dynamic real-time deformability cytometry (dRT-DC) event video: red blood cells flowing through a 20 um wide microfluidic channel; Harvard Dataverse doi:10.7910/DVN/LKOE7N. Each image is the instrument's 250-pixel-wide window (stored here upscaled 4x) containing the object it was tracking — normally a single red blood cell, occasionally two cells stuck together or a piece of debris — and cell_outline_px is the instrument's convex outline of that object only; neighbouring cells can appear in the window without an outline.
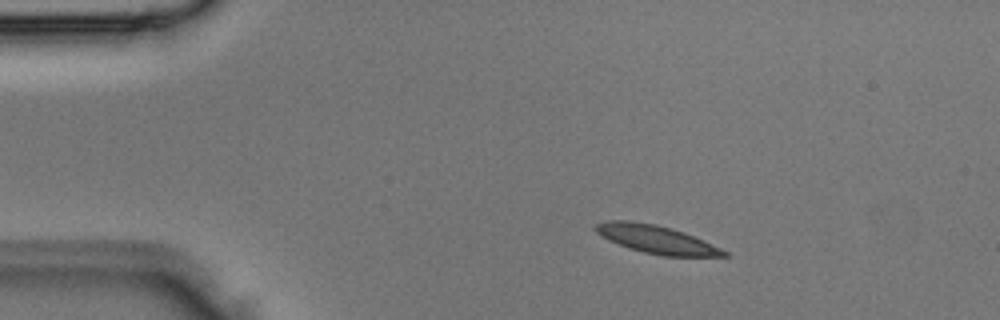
{"species": "Egyptian fruit bat (a non-hibernating species)", "species_latin": "Rousettus aegyptiacus", "temperature_condition": "room temperature", "stored_images_in_passage": 2, "camera_frame_rate_fps": 3000, "um_per_image_px": 0.085, "animal": {"sex": "male"}, "frame": {"image": 1, "passage_image": 1, "time_ms": 0.0, "image_size_px": [1000, 320], "cell_outline_px": [[728, 256], [664, 256], [644, 252], [628, 248], [608, 240], [596, 232], [592, 228], [596, 224], [608, 220], [632, 220], [656, 224], [672, 228], [684, 232], [704, 240], [728, 252]], "centroid_in_image_um": [55.76, 20.33], "position_along_channel_um": 29.2, "area_um2": 21.1}}